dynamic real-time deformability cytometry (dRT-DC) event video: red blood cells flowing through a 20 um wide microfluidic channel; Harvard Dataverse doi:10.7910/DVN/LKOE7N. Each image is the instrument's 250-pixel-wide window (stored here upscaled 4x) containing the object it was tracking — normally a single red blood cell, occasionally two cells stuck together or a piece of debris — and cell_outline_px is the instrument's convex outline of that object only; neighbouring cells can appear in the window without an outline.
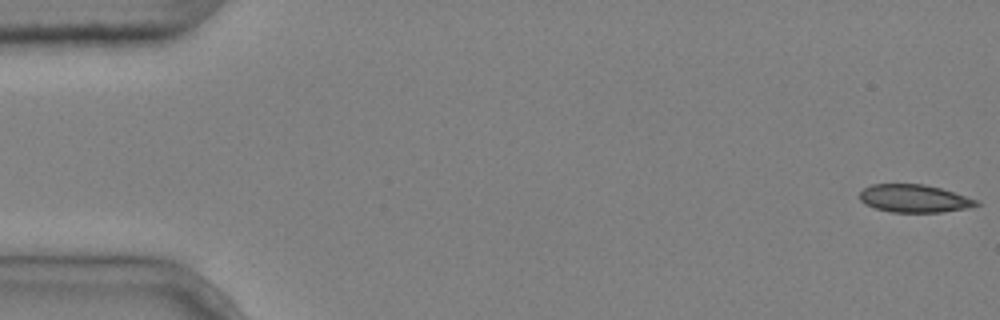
{"species": "common noctule bat (a hibernating species)", "species_latin": "Nyctalus noctula", "temperature_condition": "cold", "stored_images_in_passage": 5, "camera_frame_rate_fps": 3000, "um_per_image_px": 0.085, "animal": {"sex": "male", "body_mass_g": 20.4}, "frame": {"image": 1, "passage_image": 1, "time_ms": 0.0, "image_size_px": [1000, 320], "cell_outline_px": [[980, 204], [968, 208], [940, 212], [892, 212], [876, 208], [864, 204], [860, 200], [860, 192], [864, 188], [872, 184], [924, 184], [940, 188], [976, 200]], "centroid_in_image_um": [77.66, 16.87], "position_along_channel_um": 7.3, "area_um2": 18.67}}
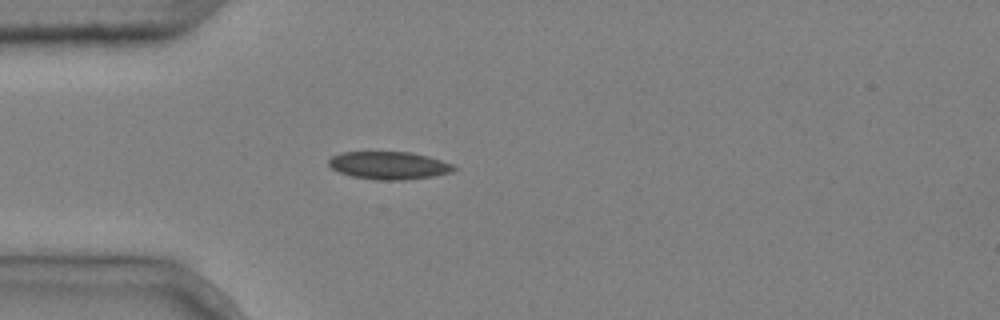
{"frame": {"image": 2, "passage_image": 5, "time_ms": 1.333, "image_size_px": [1000, 320], "cell_outline_px": [[460, 168], [452, 172], [432, 176], [404, 180], [376, 180], [352, 176], [340, 172], [332, 168], [328, 164], [328, 160], [332, 156], [340, 152], [408, 152], [428, 156], [452, 164]], "centroid_in_image_um": [33.07, 14.06], "position_along_channel_um": 51.9, "area_um2": 20.23}}